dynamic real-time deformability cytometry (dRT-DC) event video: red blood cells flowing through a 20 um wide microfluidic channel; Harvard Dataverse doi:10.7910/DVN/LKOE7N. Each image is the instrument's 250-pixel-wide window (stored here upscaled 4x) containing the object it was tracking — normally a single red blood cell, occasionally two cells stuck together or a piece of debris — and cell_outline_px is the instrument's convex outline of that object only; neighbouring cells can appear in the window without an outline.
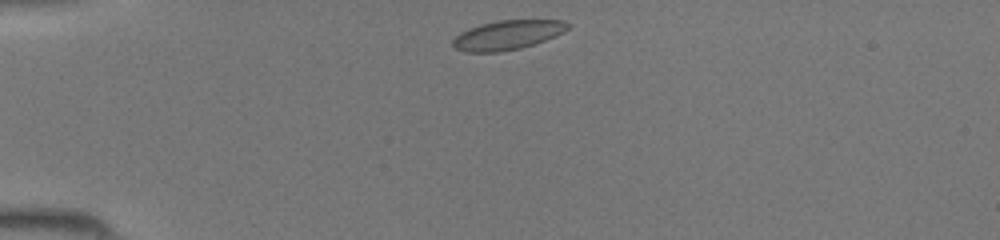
{"species": "common noctule bat (a hibernating species)", "species_latin": "Nyctalus noctula", "temperature_condition": "room temperature", "stored_images_in_passage": 35, "camera_frame_rate_fps": 3000, "um_per_image_px": 0.085, "animal": {"sex": "female", "body_mass_g": 19.5, "forearm_length_mm": 54.1}, "frame": {"image": 1, "passage_image": 1, "time_ms": 0.0, "image_size_px": [1000, 240], "cell_outline_px": [[572, 24], [564, 32], [556, 36], [520, 48], [500, 52], [464, 52], [456, 48], [452, 44], [452, 40], [460, 32], [468, 28], [480, 24], [496, 20], [564, 20]], "centroid_in_image_um": [43.13, 2.96], "position_along_channel_um": 41.9, "area_um2": 19.77}}
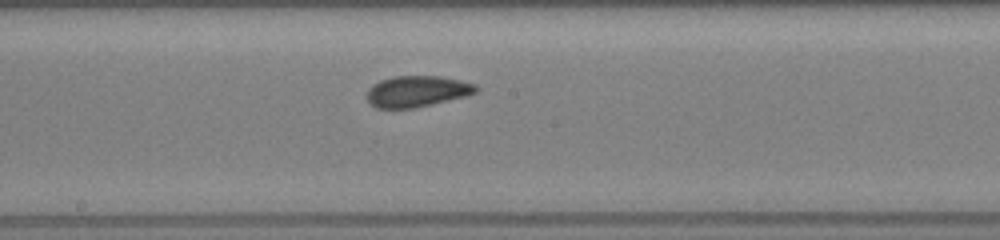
{"frame": {"image": 2, "passage_image": 15, "time_ms": 4.667, "image_size_px": [1000, 240], "cell_outline_px": [[480, 88], [476, 92], [468, 96], [416, 108], [376, 108], [368, 100], [368, 88], [372, 84], [380, 80], [396, 76], [440, 76], [460, 80], [476, 84]], "centroid_in_image_um": [35.49, 7.76], "position_along_channel_um": 212.7, "area_um2": 19.94}}
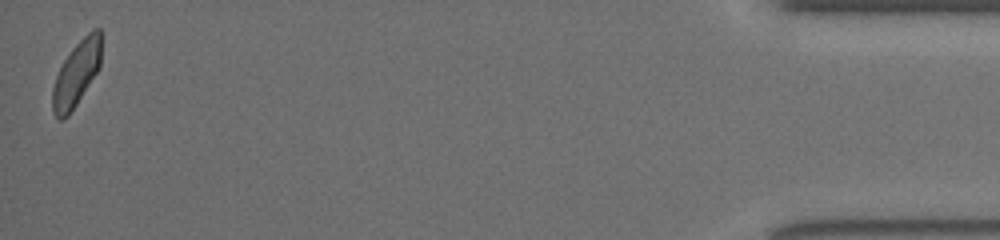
{"frame": {"image": 3, "passage_image": 35, "time_ms": 11.333, "image_size_px": [1000, 240], "cell_outline_px": [[104, 36], [100, 64], [96, 72], [76, 104], [68, 116], [64, 120], [60, 120], [52, 112], [52, 88], [56, 76], [64, 60], [72, 48], [92, 28], [100, 28]], "centroid_in_image_um": [6.52, 6.2], "position_along_channel_um": 428.7, "area_um2": 18.61}}